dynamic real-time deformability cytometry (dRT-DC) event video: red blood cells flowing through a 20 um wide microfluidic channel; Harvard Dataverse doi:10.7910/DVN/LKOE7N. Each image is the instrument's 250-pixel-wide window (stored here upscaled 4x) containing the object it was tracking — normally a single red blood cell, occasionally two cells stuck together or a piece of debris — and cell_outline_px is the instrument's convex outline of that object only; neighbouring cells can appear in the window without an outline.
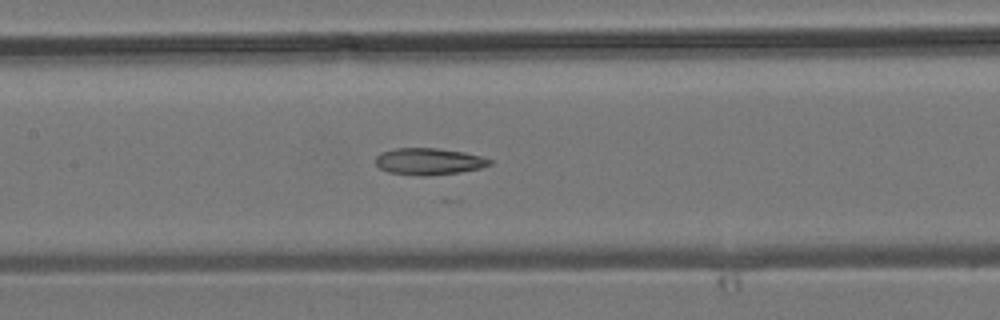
{"species": "common noctule bat (a hibernating species)", "species_latin": "Nyctalus noctula", "temperature_condition": "room temperature", "stored_images_in_passage": 6, "camera_frame_rate_fps": 3000, "um_per_image_px": 0.085, "animal": {"sex": "male", "body_mass_g": 19.2, "forearm_length_mm": 51.8}, "frame": {"image": 1, "passage_image": 5, "time_ms": 8.333, "image_size_px": [1000, 320], "cell_outline_px": [[492, 164], [480, 168], [460, 172], [424, 176], [420, 176], [388, 172], [380, 168], [376, 164], [376, 156], [384, 152], [396, 148], [436, 148], [464, 152], [480, 156], [492, 160]], "centroid_in_image_um": [36.46, 13.72], "position_along_channel_um": 170.9, "area_um2": 17.63}}